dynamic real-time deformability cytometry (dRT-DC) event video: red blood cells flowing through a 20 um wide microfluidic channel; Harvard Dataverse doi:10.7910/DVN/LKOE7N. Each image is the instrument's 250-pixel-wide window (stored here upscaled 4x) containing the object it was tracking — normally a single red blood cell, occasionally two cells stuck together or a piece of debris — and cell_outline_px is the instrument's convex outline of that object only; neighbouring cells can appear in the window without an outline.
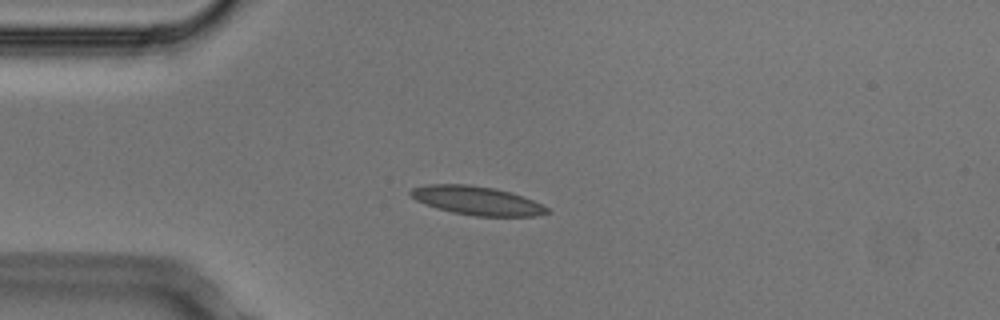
{"species": "Egyptian fruit bat (a non-hibernating species)", "species_latin": "Rousettus aegyptiacus", "temperature_condition": "cold", "stored_images_in_passage": 4, "camera_frame_rate_fps": 3000, "um_per_image_px": 0.085, "animal": {"sex": "male"}, "frame": {"image": 1, "passage_image": 2, "time_ms": 0.333, "image_size_px": [1000, 320], "cell_outline_px": [[552, 212], [536, 216], [476, 216], [452, 212], [436, 208], [416, 200], [408, 192], [412, 188], [428, 184], [468, 184], [492, 188], [512, 192], [532, 200], [548, 208]], "centroid_in_image_um": [40.54, 17.05], "position_along_channel_um": 44.5, "area_um2": 22.72}}
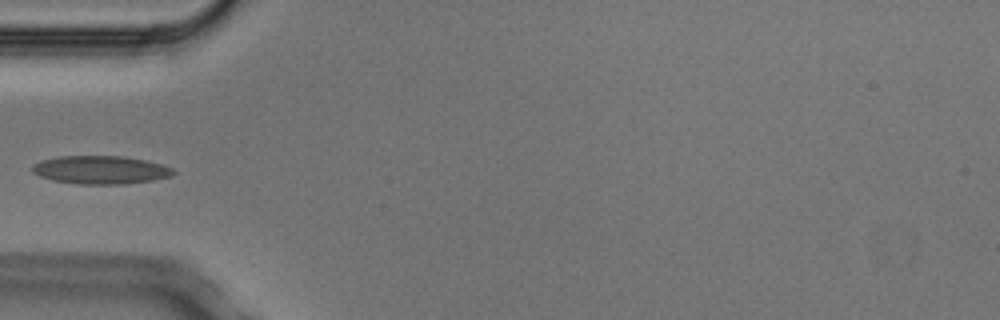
{"frame": {"image": 2, "passage_image": 3, "time_ms": 0.667, "image_size_px": [1000, 320], "cell_outline_px": [[176, 172], [172, 176], [152, 180], [124, 184], [80, 184], [52, 180], [40, 176], [32, 172], [32, 164], [40, 160], [56, 156], [124, 156], [144, 160], [160, 164], [172, 168]], "centroid_in_image_um": [8.52, 14.43], "position_along_channel_um": 76.5, "area_um2": 23.24}}
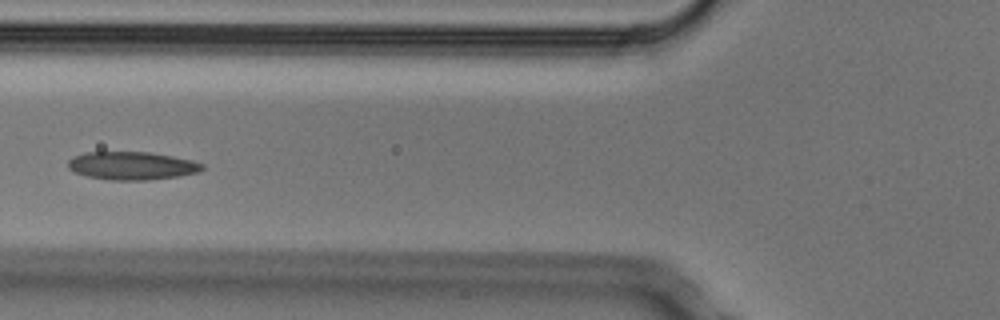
{"frame": {"image": 3, "passage_image": 4, "time_ms": 1.0, "image_size_px": [1000, 320], "cell_outline_px": [[204, 168], [196, 172], [180, 176], [148, 180], [112, 180], [88, 176], [76, 172], [68, 168], [68, 160], [72, 156], [84, 152], [148, 152], [172, 156], [192, 160], [204, 164]], "centroid_in_image_um": [11.2, 14.08], "position_along_channel_um": 114.6, "area_um2": 21.91}}